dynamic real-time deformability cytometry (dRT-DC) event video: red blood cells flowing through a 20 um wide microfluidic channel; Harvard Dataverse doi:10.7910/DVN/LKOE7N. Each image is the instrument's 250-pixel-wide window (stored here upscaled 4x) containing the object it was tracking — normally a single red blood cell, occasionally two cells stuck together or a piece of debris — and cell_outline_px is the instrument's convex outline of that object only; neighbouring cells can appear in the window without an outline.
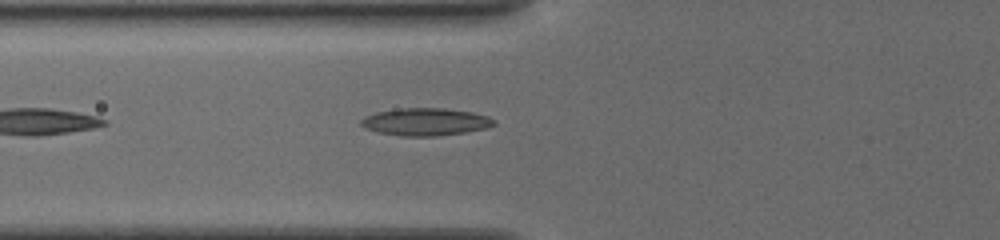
{"species": "common noctule bat (a hibernating species)", "species_latin": "Nyctalus noctula", "temperature_condition": "cold", "stored_images_in_passage": 11, "camera_frame_rate_fps": 3000, "um_per_image_px": 0.085, "animal": {"sex": "female", "body_mass_g": 19.5, "forearm_length_mm": 54.1}, "frame": {"image": 1, "passage_image": 4, "time_ms": 1.0, "image_size_px": [1000, 240], "cell_outline_px": [[496, 124], [488, 128], [464, 132], [436, 136], [404, 136], [380, 132], [364, 128], [360, 124], [360, 120], [364, 116], [376, 112], [396, 108], [444, 108], [472, 112], [488, 116], [496, 120]], "centroid_in_image_um": [36.17, 10.34], "position_along_channel_um": 89.6, "area_um2": 21.39}}
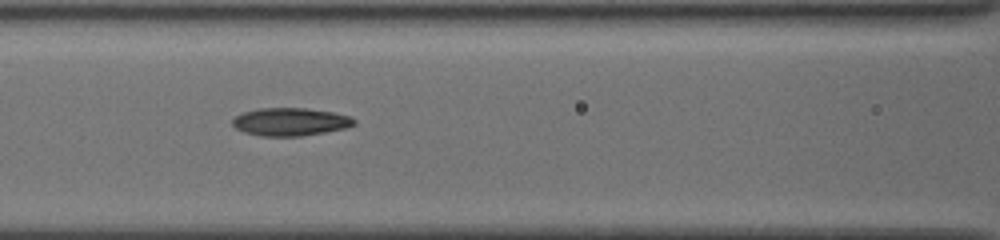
{"frame": {"image": 2, "passage_image": 8, "time_ms": 2.333, "image_size_px": [1000, 240], "cell_outline_px": [[356, 124], [344, 128], [324, 132], [300, 136], [260, 136], [244, 132], [236, 128], [232, 124], [232, 120], [236, 116], [244, 112], [256, 108], [308, 108], [332, 112], [352, 116], [356, 120]], "centroid_in_image_um": [24.68, 10.34], "position_along_channel_um": 141.9, "area_um2": 19.83}}
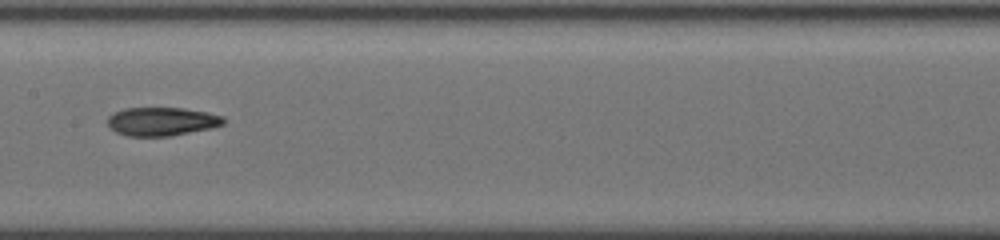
{"frame": {"image": 3, "passage_image": 10, "time_ms": 3.667, "image_size_px": [1000, 240], "cell_outline_px": [[224, 124], [212, 128], [172, 136], [128, 136], [116, 132], [108, 124], [108, 116], [112, 112], [124, 108], [184, 108], [208, 112], [224, 116]], "centroid_in_image_um": [13.77, 10.32], "position_along_channel_um": 193.6, "area_um2": 19.42}}